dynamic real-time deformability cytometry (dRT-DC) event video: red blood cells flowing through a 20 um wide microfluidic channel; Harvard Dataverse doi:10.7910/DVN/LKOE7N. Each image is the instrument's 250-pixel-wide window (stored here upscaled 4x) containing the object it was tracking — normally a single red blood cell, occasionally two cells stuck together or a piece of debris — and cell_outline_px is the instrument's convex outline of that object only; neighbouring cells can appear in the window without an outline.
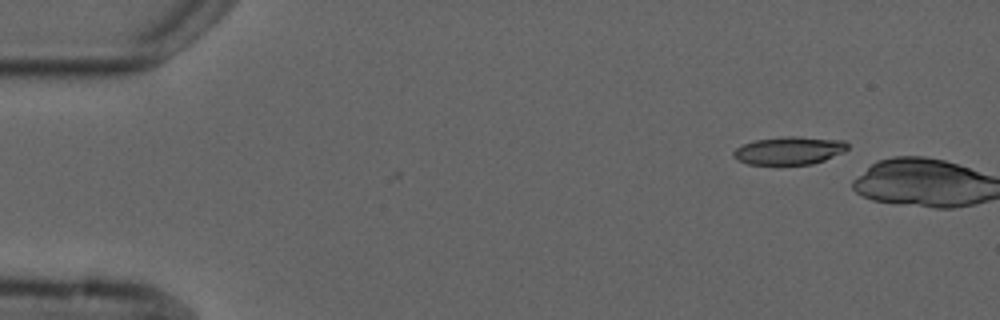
{"species": "common noctule bat (a hibernating species)", "species_latin": "Nyctalus noctula", "temperature_condition": "cold", "stored_images_in_passage": 2, "camera_frame_rate_fps": 3000, "um_per_image_px": 0.085, "animal": {"sex": "male", "forearm_length_mm": 52.5}, "frame": {"image": 1, "passage_image": 1, "time_ms": 0.0, "image_size_px": [1000, 320], "cell_outline_px": [[848, 148], [844, 152], [824, 160], [812, 164], [748, 164], [732, 156], [732, 152], [736, 148], [752, 140], [784, 136], [796, 136], [844, 140], [848, 144]], "centroid_in_image_um": [67.09, 12.78], "position_along_channel_um": 17.9, "area_um2": 18.61}}